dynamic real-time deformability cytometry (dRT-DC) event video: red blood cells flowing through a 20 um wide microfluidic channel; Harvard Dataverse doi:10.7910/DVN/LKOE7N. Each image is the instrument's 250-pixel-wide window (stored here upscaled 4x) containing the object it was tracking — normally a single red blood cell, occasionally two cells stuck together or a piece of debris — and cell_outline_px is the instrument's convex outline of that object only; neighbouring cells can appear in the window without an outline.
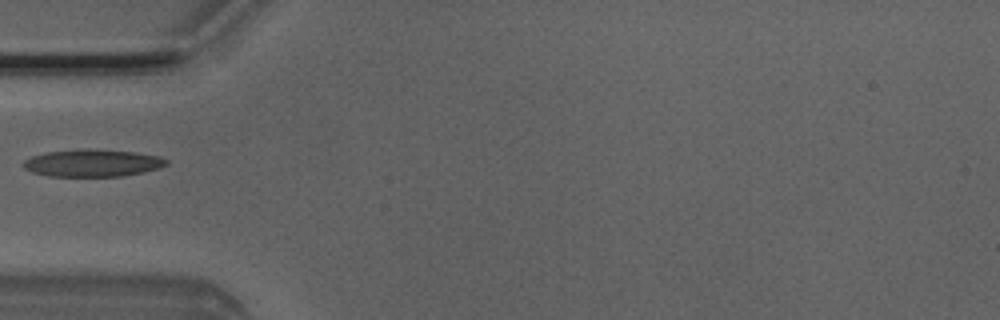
{"species": "Egyptian fruit bat (a non-hibernating species)", "species_latin": "Rousettus aegyptiacus", "temperature_condition": "room temperature", "stored_images_in_passage": 4, "camera_frame_rate_fps": 3000, "um_per_image_px": 0.085, "animal": {"sex": "male"}, "frame": {"image": 1, "passage_image": 4, "time_ms": 1.0, "image_size_px": [1000, 320], "cell_outline_px": [[168, 164], [160, 168], [144, 172], [124, 176], [48, 176], [32, 172], [24, 168], [20, 164], [24, 160], [32, 156], [48, 152], [84, 148], [96, 148], [136, 152], [160, 156], [168, 160]], "centroid_in_image_um": [7.89, 13.84], "position_along_channel_um": 77.1, "area_um2": 23.12}}